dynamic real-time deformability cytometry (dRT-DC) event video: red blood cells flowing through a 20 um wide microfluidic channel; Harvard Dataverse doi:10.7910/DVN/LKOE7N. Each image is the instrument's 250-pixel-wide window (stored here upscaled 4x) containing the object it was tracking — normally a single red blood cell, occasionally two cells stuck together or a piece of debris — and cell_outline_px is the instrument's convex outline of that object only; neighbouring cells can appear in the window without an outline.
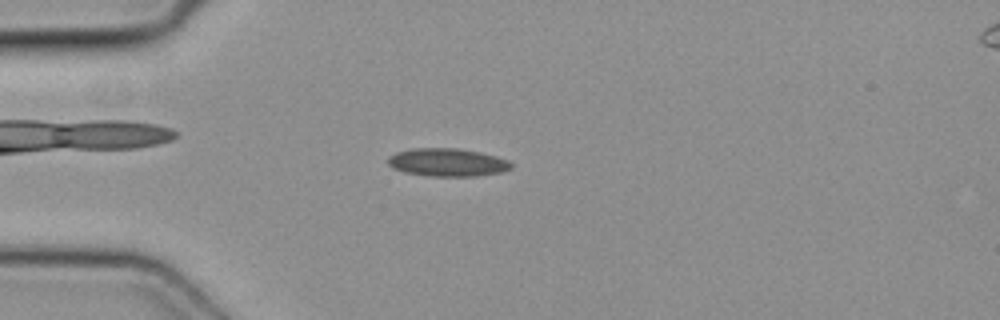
{"species": "common noctule bat (a hibernating species)", "species_latin": "Nyctalus noctula", "temperature_condition": "cold", "stored_images_in_passage": 4, "camera_frame_rate_fps": 3000, "um_per_image_px": 0.085, "animal": {"sex": "female", "body_mass_g": 19.3, "forearm_length_mm": 54.1}, "frame": {"image": 1, "passage_image": 3, "time_ms": 0.667, "image_size_px": [1000, 320], "cell_outline_px": [[512, 168], [500, 172], [476, 176], [432, 176], [404, 172], [392, 168], [388, 164], [388, 156], [396, 152], [412, 148], [456, 148], [480, 152], [496, 156], [508, 160], [512, 164]], "centroid_in_image_um": [38.01, 13.79], "position_along_channel_um": 47.0, "area_um2": 20.11}}